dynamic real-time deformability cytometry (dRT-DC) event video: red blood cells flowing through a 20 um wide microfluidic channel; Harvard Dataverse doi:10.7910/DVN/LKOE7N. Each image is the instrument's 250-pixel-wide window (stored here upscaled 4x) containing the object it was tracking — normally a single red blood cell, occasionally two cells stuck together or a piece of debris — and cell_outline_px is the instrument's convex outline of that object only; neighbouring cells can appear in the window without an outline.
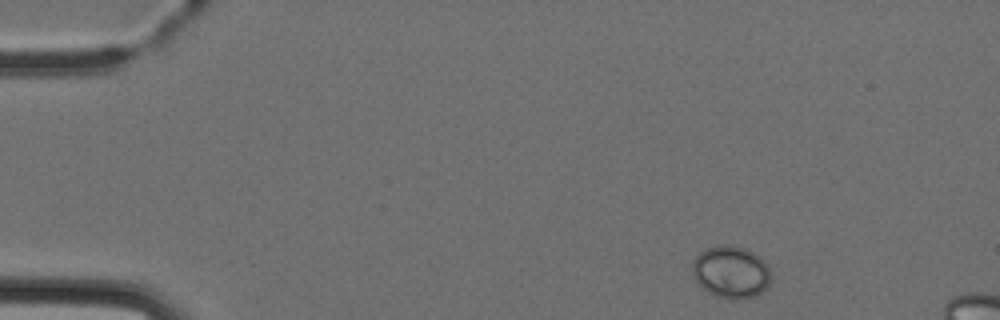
{"species": "Egyptian fruit bat (a non-hibernating species)", "species_latin": "Rousettus aegyptiacus", "temperature_condition": "cold", "stored_images_in_passage": 4, "camera_frame_rate_fps": 3000, "um_per_image_px": 0.085, "animal": {"sex": "female"}, "frame": {"image": 1, "passage_image": 1, "time_ms": 0.0, "image_size_px": [1000, 320], "cell_outline_px": [[768, 284], [760, 292], [752, 296], [736, 300], [732, 300], [716, 296], [708, 292], [696, 284], [692, 276], [692, 260], [704, 248], [716, 244], [728, 244], [744, 248], [760, 256], [768, 264]], "centroid_in_image_um": [62.05, 23.09], "position_along_channel_um": 23.0, "area_um2": 24.16}}